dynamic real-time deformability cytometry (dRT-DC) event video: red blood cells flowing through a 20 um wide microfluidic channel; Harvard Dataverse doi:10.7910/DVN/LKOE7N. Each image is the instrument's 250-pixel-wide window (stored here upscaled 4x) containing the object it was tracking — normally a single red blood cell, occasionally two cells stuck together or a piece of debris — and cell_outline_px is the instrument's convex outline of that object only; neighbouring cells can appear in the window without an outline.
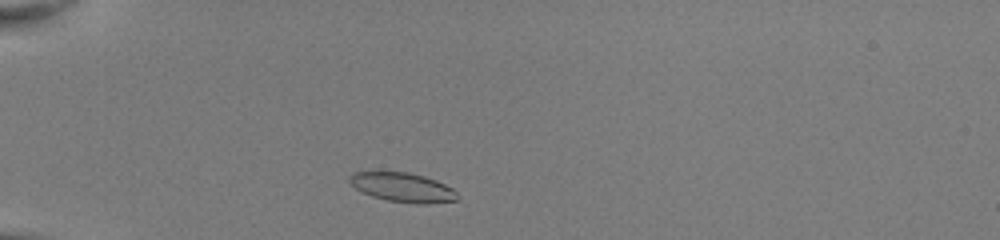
{"species": "common noctule bat (a hibernating species)", "species_latin": "Nyctalus noctula", "temperature_condition": "room temperature", "stored_images_in_passage": 38, "camera_frame_rate_fps": 3000, "um_per_image_px": 0.085, "animal": {"sex": "female", "body_mass_g": 22.0, "forearm_length_mm": 56.7}, "frame": {"image": 1, "passage_image": 3, "time_ms": 0.667, "image_size_px": [1000, 240], "cell_outline_px": [[460, 200], [424, 204], [420, 204], [388, 200], [372, 196], [356, 188], [348, 180], [352, 172], [408, 172], [424, 176], [436, 180], [452, 188], [456, 192]], "centroid_in_image_um": [34.26, 15.92], "position_along_channel_um": 50.7, "area_um2": 18.21}}
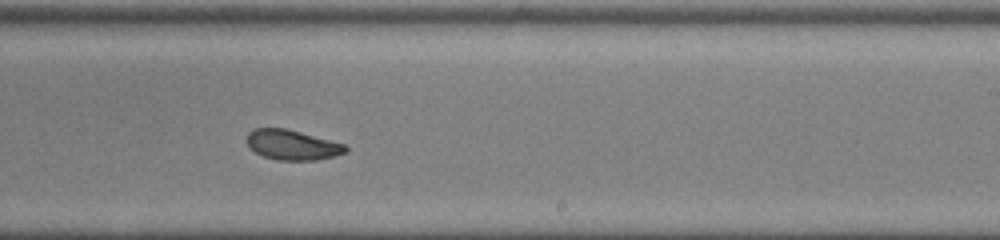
{"frame": {"image": 2, "passage_image": 21, "time_ms": 6.667, "image_size_px": [1000, 240], "cell_outline_px": [[348, 152], [336, 156], [316, 160], [276, 160], [264, 156], [256, 152], [248, 144], [248, 132], [252, 128], [284, 128], [300, 132], [344, 144], [348, 148]], "centroid_in_image_um": [24.87, 12.32], "position_along_channel_um": 264.1, "area_um2": 17.11}}
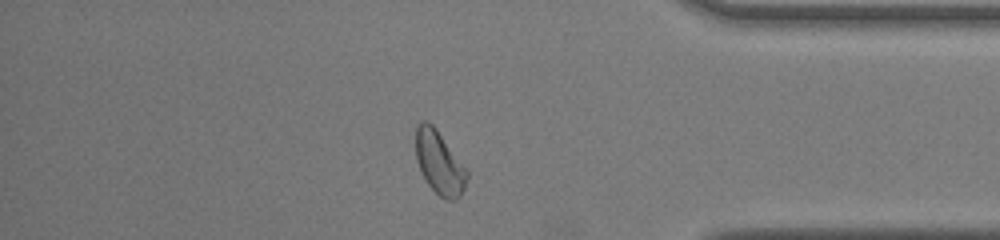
{"frame": {"image": 3, "passage_image": 32, "time_ms": 10.333, "image_size_px": [1000, 240], "cell_outline_px": [[468, 180], [460, 196], [456, 200], [444, 200], [428, 184], [416, 160], [416, 124], [420, 120], [428, 120], [436, 128], [468, 172]], "centroid_in_image_um": [37.34, 13.81], "position_along_channel_um": 397.9, "area_um2": 18.73}, "authors_computed_cell_mechanics": {"area_um2": 18.0914, "velocity_mm_per_s": 4.048, "shape_relaxation_time_tau1_ms": 4.109, "shape_relaxation_time_tau2_ms": 1.5142, "deformation_change_tau1": 0.1486, "deformation_change_tau2": 0.0689}}